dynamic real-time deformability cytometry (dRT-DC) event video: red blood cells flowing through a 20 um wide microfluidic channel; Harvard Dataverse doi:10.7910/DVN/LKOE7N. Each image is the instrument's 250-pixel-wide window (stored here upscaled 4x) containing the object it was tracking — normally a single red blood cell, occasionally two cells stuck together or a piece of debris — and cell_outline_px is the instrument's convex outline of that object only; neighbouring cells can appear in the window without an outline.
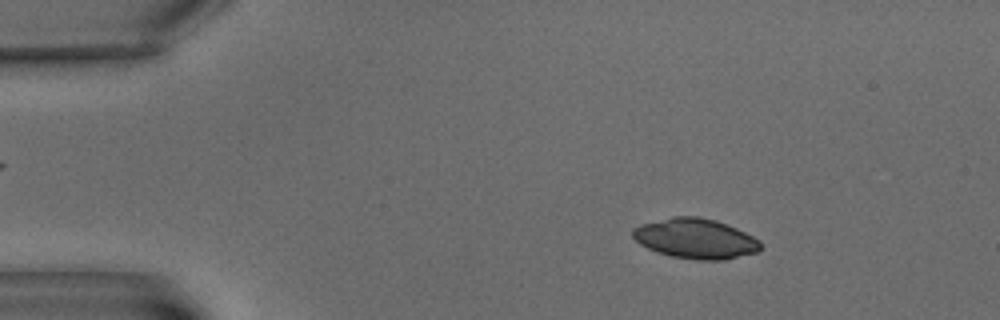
{"species": "common noctule bat (a hibernating species)", "species_latin": "Nyctalus noctula", "temperature_condition": "warm", "stored_images_in_passage": 4, "camera_frame_rate_fps": 3000, "um_per_image_px": 0.085, "animal": {"sex": "male", "body_mass_g": 15.6}, "frame": {"image": 1, "passage_image": 2, "time_ms": 1.333, "image_size_px": [1000, 320], "cell_outline_px": [[764, 248], [756, 252], [724, 260], [696, 260], [672, 256], [656, 252], [640, 244], [632, 236], [632, 228], [640, 224], [672, 216], [696, 216], [716, 220], [736, 228], [760, 240]], "centroid_in_image_um": [59.11, 20.28], "position_along_channel_um": 25.9, "area_um2": 30.0}}